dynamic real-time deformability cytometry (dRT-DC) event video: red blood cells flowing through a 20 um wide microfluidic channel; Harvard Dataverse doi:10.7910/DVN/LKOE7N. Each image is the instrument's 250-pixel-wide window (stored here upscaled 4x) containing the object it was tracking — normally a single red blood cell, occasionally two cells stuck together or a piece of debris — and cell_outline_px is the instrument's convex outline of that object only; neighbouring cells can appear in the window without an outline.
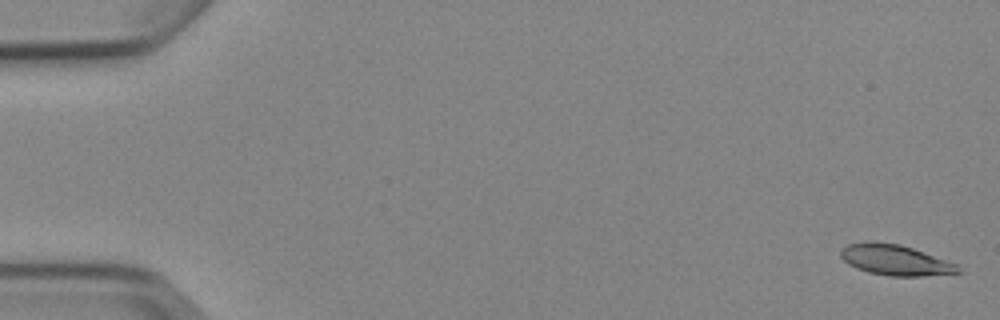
{"species": "Egyptian fruit bat (a non-hibernating species)", "species_latin": "Rousettus aegyptiacus", "temperature_condition": "cold", "stored_images_in_passage": 6, "camera_frame_rate_fps": 3000, "um_per_image_px": 0.085, "animal": {"sex": "female"}, "frame": {"image": 1, "passage_image": 1, "time_ms": 0.0, "image_size_px": [1000, 320], "cell_outline_px": [[964, 272], [924, 276], [888, 276], [868, 272], [856, 268], [848, 264], [840, 256], [840, 252], [848, 244], [868, 240], [872, 240], [900, 244], [924, 252], [956, 264]], "centroid_in_image_um": [76.08, 22.09], "position_along_channel_um": 8.9, "area_um2": 21.04}}
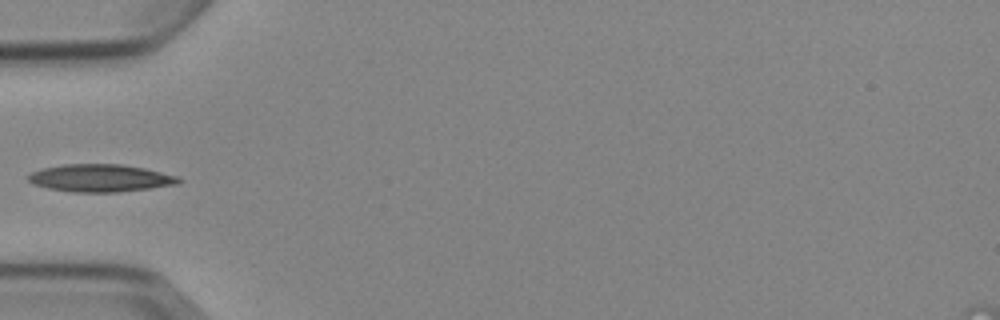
{"frame": {"image": 2, "passage_image": 5, "time_ms": 5.667, "image_size_px": [1000, 320], "cell_outline_px": [[184, 180], [180, 184], [116, 192], [72, 192], [48, 188], [32, 184], [28, 180], [28, 176], [32, 172], [40, 168], [64, 164], [120, 164], [144, 168], [180, 176]], "centroid_in_image_um": [8.55, 15.13], "position_along_channel_um": 76.4, "area_um2": 24.28}}
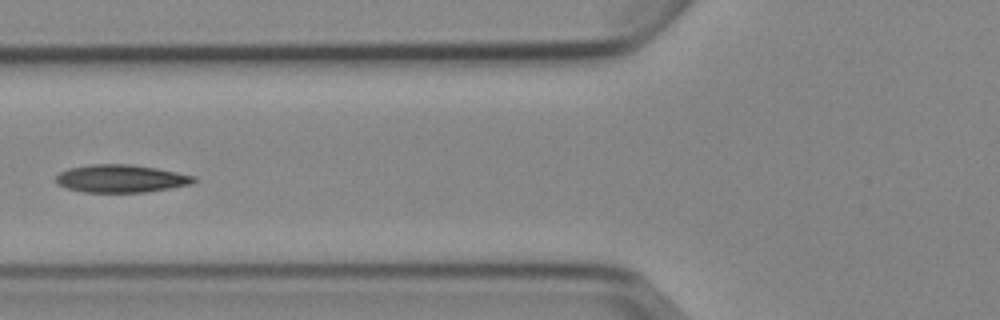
{"frame": {"image": 3, "passage_image": 6, "time_ms": 6.667, "image_size_px": [1000, 320], "cell_outline_px": [[196, 180], [192, 184], [144, 192], [84, 192], [68, 188], [56, 184], [56, 176], [60, 172], [68, 168], [88, 164], [128, 164], [156, 168], [196, 176]], "centroid_in_image_um": [10.26, 15.17], "position_along_channel_um": 115.5, "area_um2": 22.25}}